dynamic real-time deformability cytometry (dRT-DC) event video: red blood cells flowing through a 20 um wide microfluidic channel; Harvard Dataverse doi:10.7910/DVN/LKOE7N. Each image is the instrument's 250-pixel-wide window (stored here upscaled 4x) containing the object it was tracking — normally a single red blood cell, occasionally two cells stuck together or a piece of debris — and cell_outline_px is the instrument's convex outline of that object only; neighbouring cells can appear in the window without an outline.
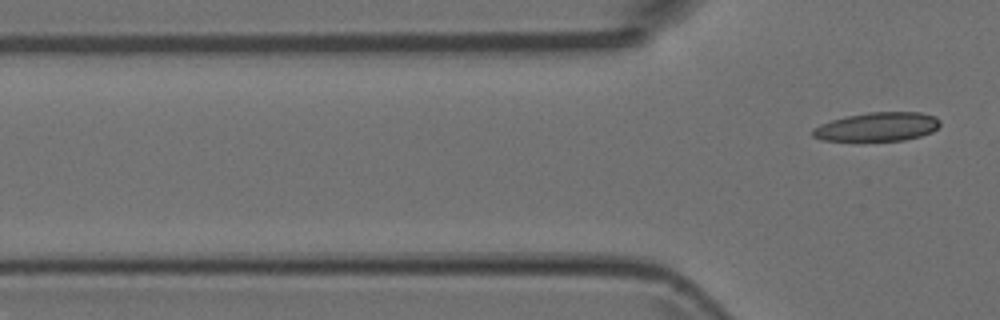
{"species": "Egyptian fruit bat (a non-hibernating species)", "species_latin": "Rousettus aegyptiacus", "temperature_condition": "room temperature", "stored_images_in_passage": 2, "camera_frame_rate_fps": 3000, "um_per_image_px": 0.085, "animal": {"sex": "female"}, "frame": {"image": 1, "passage_image": 2, "time_ms": 0.333, "image_size_px": [1000, 320], "cell_outline_px": [[940, 124], [932, 132], [920, 136], [904, 140], [824, 140], [812, 136], [812, 128], [820, 124], [844, 116], [868, 112], [920, 112], [936, 116], [940, 120]], "centroid_in_image_um": [74.58, 10.76], "position_along_channel_um": 51.2, "area_um2": 21.33}}